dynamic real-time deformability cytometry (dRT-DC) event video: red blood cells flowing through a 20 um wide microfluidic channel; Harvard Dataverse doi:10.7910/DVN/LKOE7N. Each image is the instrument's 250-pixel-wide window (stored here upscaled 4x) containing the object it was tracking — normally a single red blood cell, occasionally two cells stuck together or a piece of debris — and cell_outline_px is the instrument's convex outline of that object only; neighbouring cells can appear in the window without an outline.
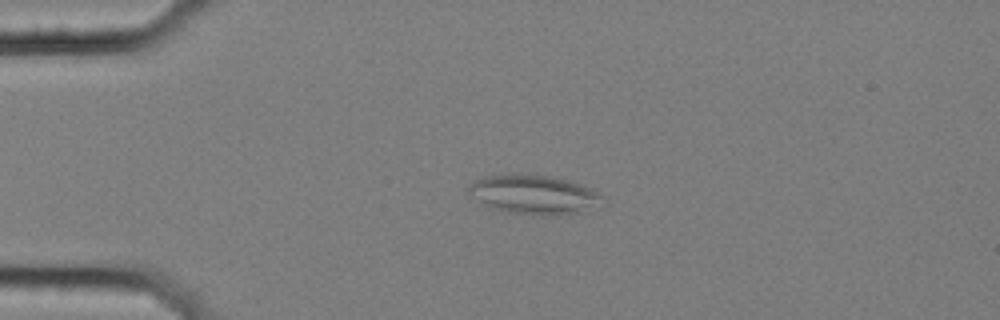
{"species": "common noctule bat (a hibernating species)", "species_latin": "Nyctalus noctula", "temperature_condition": "cold", "stored_images_in_passage": 44, "camera_frame_rate_fps": 3000, "um_per_image_px": 0.085, "animal": {"sex": "female", "body_mass_g": 25.1}, "frame": {"image": 1, "passage_image": 1, "time_ms": 0.0, "image_size_px": [1000, 320], "cell_outline_px": [[608, 204], [568, 216], [536, 216], [508, 212], [492, 208], [484, 204], [472, 196], [468, 192], [468, 188], [476, 180], [492, 176], [512, 172], [548, 176], [568, 180], [580, 184], [604, 196], [608, 200]], "centroid_in_image_um": [45.5, 16.57], "position_along_channel_um": 39.5, "area_um2": 31.27}}
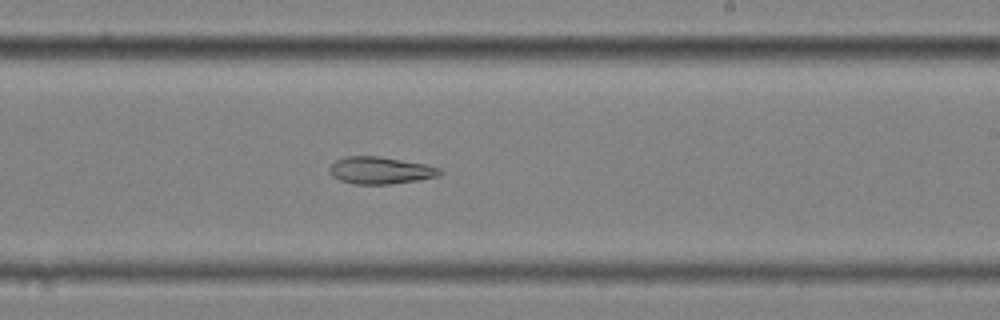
{"frame": {"image": 2, "passage_image": 22, "time_ms": 7.0, "image_size_px": [1000, 320], "cell_outline_px": [[444, 172], [440, 176], [392, 184], [352, 184], [340, 180], [332, 176], [328, 172], [328, 168], [336, 160], [344, 156], [380, 156], [424, 164], [440, 168]], "centroid_in_image_um": [32.31, 14.48], "position_along_channel_um": 256.7, "area_um2": 17.57}}
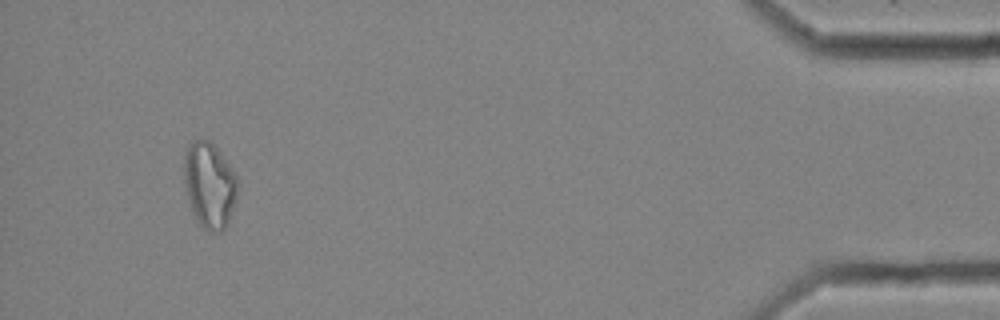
{"frame": {"image": 3, "passage_image": 41, "time_ms": 13.333, "image_size_px": [1000, 320], "cell_outline_px": [[236, 200], [228, 224], [220, 232], [208, 232], [196, 220], [192, 212], [184, 184], [184, 156], [188, 144], [192, 140], [208, 140], [216, 148], [232, 168], [236, 176]], "centroid_in_image_um": [17.79, 15.75], "position_along_channel_um": 417.4, "area_um2": 26.65}, "authors_computed_cell_mechanics": {"area_um2": 20.7502, "velocity_mm_per_s": 3.5739, "shape_relaxation_time_tau1_ms": null, "shape_relaxation_time_tau2_ms": 9.2124, "deformation_change_tau1": null, "deformation_change_tau2": 0.1869}}